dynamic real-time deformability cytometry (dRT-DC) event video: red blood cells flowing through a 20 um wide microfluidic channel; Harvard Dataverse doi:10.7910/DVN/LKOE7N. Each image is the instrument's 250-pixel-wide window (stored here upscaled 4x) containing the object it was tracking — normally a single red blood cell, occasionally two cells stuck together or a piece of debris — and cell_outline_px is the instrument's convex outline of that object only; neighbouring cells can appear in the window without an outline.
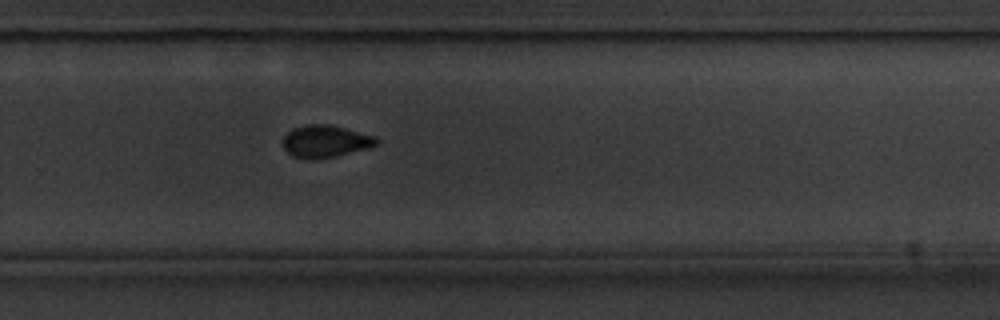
{"species": "common noctule bat (a hibernating species)", "species_latin": "Nyctalus noctula", "temperature_condition": "cold", "stored_images_in_passage": 31, "camera_frame_rate_fps": 3000, "um_per_image_px": 0.085, "animal": {"sex": "male", "body_mass_g": 20.1, "forearm_length_mm": 53.5}, "frame": {"image": 1, "passage_image": 22, "time_ms": 7.0, "image_size_px": [1000, 320], "cell_outline_px": [[380, 140], [376, 144], [368, 148], [336, 156], [292, 156], [284, 148], [284, 136], [292, 128], [308, 124], [328, 124], [376, 136]], "centroid_in_image_um": [27.7, 11.96], "position_along_channel_um": 302.1, "area_um2": 16.88}}